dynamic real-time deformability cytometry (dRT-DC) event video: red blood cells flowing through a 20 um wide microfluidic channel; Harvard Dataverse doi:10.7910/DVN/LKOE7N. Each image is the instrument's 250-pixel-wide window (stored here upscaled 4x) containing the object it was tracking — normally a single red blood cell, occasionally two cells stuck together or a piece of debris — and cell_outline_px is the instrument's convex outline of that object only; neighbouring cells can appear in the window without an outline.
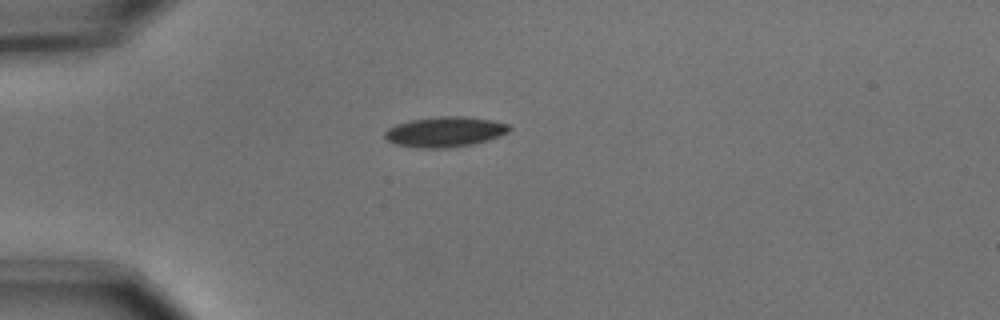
{"species": "common noctule bat (a hibernating species)", "species_latin": "Nyctalus noctula", "temperature_condition": "cold", "stored_images_in_passage": 5, "camera_frame_rate_fps": 3000, "um_per_image_px": 0.085, "animal": {"sex": "male", "body_mass_g": 15.6}, "frame": {"image": 1, "passage_image": 1, "time_ms": 0.0, "image_size_px": [1000, 320], "cell_outline_px": [[512, 128], [508, 132], [488, 140], [472, 144], [452, 148], [416, 148], [396, 144], [388, 140], [384, 136], [384, 132], [388, 128], [396, 124], [412, 120], [440, 116], [464, 116], [492, 120], [508, 124]], "centroid_in_image_um": [37.82, 11.21], "position_along_channel_um": 47.2, "area_um2": 21.96}}
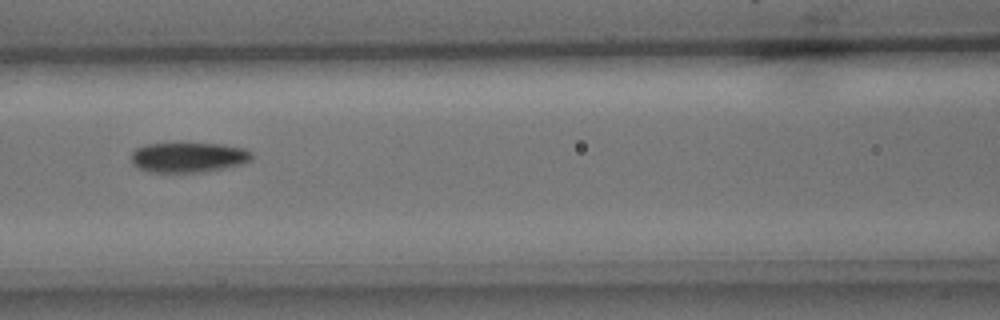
{"frame": {"image": 2, "passage_image": 4, "time_ms": 1.0, "image_size_px": [1000, 320], "cell_outline_px": [[252, 160], [240, 164], [204, 172], [148, 172], [132, 164], [132, 152], [136, 148], [144, 144], [224, 144], [244, 148], [252, 152]], "centroid_in_image_um": [16.01, 13.37], "position_along_channel_um": 150.6, "area_um2": 20.98}}
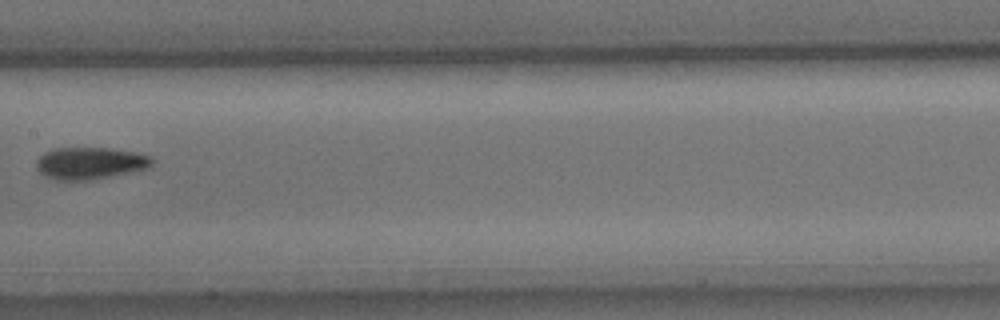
{"frame": {"image": 3, "passage_image": 5, "time_ms": 1.333, "image_size_px": [1000, 320], "cell_outline_px": [[152, 164], [148, 168], [92, 180], [72, 184], [56, 180], [40, 172], [36, 168], [36, 160], [44, 152], [52, 148], [108, 148], [136, 152], [152, 156]], "centroid_in_image_um": [7.61, 13.9], "position_along_channel_um": 199.8, "area_um2": 22.08}}